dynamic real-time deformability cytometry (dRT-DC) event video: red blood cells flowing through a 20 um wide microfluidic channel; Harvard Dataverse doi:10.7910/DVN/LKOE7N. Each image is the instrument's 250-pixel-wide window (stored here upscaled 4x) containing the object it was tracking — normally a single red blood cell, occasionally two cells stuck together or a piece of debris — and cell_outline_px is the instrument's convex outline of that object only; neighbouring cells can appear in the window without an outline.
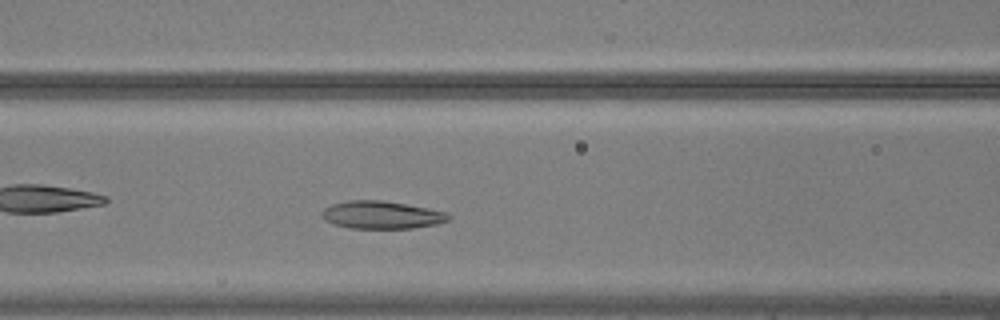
{"species": "common noctule bat (a hibernating species)", "species_latin": "Nyctalus noctula", "temperature_condition": "warm", "stored_images_in_passage": 23, "camera_frame_rate_fps": 3000, "um_per_image_px": 0.085, "animal": {"sex": "male", "body_mass_g": 20.5, "forearm_length_mm": 52.5}, "frame": {"image": 1, "passage_image": 13, "time_ms": 4.0, "image_size_px": [1000, 320], "cell_outline_px": [[452, 216], [448, 220], [436, 224], [412, 228], [348, 228], [332, 224], [324, 220], [320, 216], [320, 212], [324, 208], [332, 204], [348, 200], [384, 200], [428, 208], [448, 212]], "centroid_in_image_um": [32.4, 18.26], "position_along_channel_um": 134.2, "area_um2": 20.69}}